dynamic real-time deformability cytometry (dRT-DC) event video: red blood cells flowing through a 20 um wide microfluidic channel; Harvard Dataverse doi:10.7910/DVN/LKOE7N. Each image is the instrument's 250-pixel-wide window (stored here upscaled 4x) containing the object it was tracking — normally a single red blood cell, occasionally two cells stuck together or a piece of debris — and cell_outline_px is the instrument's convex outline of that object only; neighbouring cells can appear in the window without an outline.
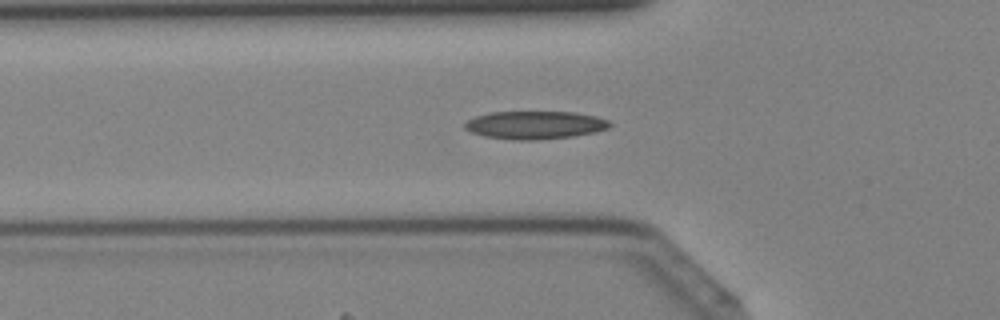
{"species": "Egyptian fruit bat (a non-hibernating species)", "species_latin": "Rousettus aegyptiacus", "temperature_condition": "cold", "stored_images_in_passage": 33, "camera_frame_rate_fps": 3000, "um_per_image_px": 0.085, "animal": {"sex": "female"}, "frame": {"image": 1, "passage_image": 10, "time_ms": 3.0, "image_size_px": [1000, 320], "cell_outline_px": [[612, 124], [608, 128], [596, 132], [572, 136], [540, 140], [512, 140], [484, 136], [472, 132], [464, 128], [464, 124], [468, 120], [476, 116], [492, 112], [576, 112], [596, 116], [608, 120]], "centroid_in_image_um": [45.49, 10.63], "position_along_channel_um": 80.3, "area_um2": 23.7}}
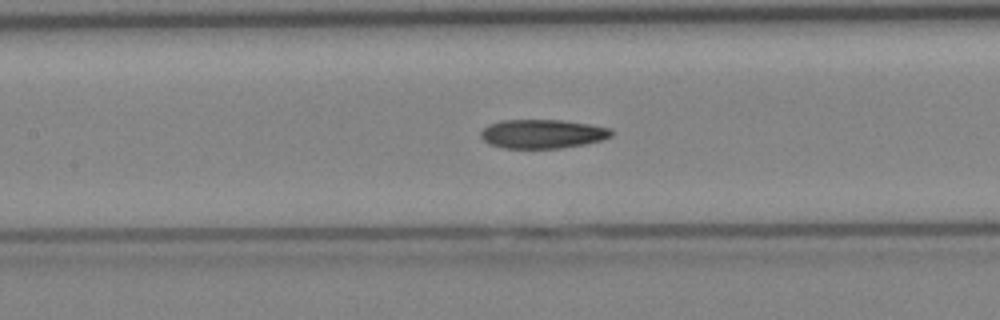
{"frame": {"image": 2, "passage_image": 15, "time_ms": 4.667, "image_size_px": [1000, 320], "cell_outline_px": [[612, 136], [600, 140], [584, 144], [560, 148], [504, 148], [488, 144], [480, 136], [480, 132], [488, 124], [500, 120], [560, 120], [588, 124], [608, 128], [612, 132]], "centroid_in_image_um": [46.05, 11.38], "position_along_channel_um": 161.4, "area_um2": 21.91}}
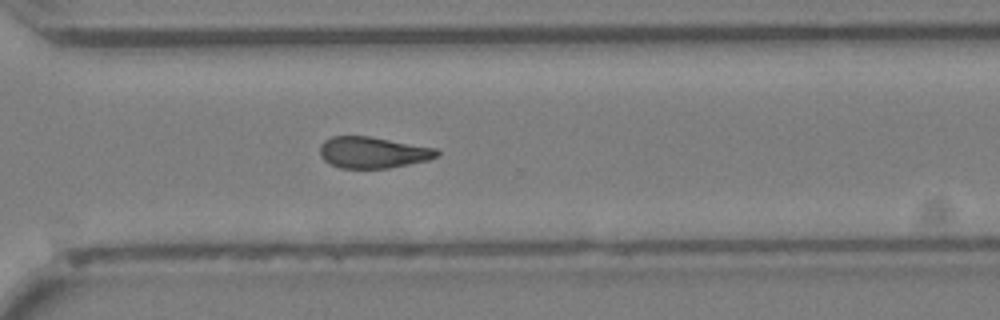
{"frame": {"image": 3, "passage_image": 26, "time_ms": 8.333, "image_size_px": [1000, 320], "cell_outline_px": [[440, 156], [428, 160], [388, 168], [340, 168], [328, 164], [320, 156], [320, 144], [324, 140], [332, 136], [368, 136], [436, 148], [440, 152]], "centroid_in_image_um": [31.67, 12.96], "position_along_channel_um": 338.9, "area_um2": 21.44}}